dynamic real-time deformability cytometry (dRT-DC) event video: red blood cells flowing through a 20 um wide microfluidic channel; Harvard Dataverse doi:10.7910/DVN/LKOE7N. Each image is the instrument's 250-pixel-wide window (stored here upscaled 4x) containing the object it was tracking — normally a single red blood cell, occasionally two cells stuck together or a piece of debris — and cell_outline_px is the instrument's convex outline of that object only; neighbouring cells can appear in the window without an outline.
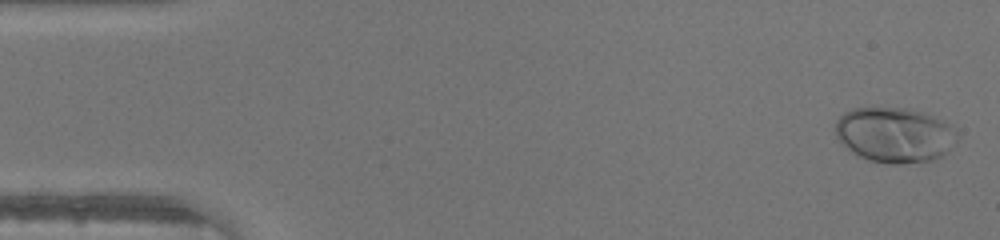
{"species": "human", "species_latin": "Homo sapiens", "temperature_condition": "warm", "stored_images_in_passage": 45, "camera_frame_rate_fps": 3000, "um_per_image_px": 0.085, "donor": {"sex": "male"}, "frame": {"image": 1, "passage_image": 1, "time_ms": 0.0, "image_size_px": [1000, 240], "cell_outline_px": [[956, 140], [948, 152], [932, 160], [900, 164], [892, 164], [868, 160], [856, 156], [836, 136], [836, 120], [844, 112], [852, 108], [908, 108], [924, 112], [944, 120], [952, 124], [956, 132]], "centroid_in_image_um": [76.06, 11.46], "position_along_channel_um": 8.9, "area_um2": 39.3}}
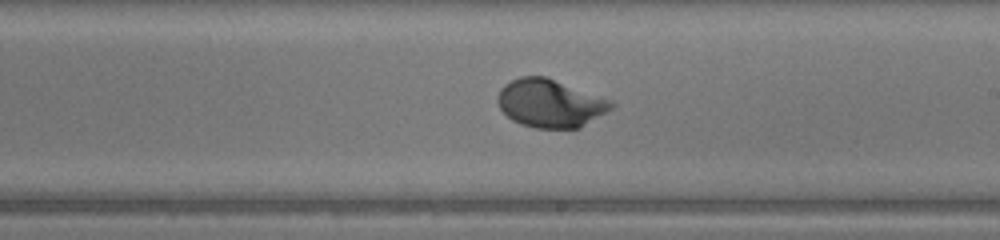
{"frame": {"image": 2, "passage_image": 26, "time_ms": 8.333, "image_size_px": [1000, 240], "cell_outline_px": [[616, 104], [612, 108], [580, 128], [536, 128], [520, 124], [512, 120], [500, 108], [496, 100], [500, 88], [504, 84], [520, 76], [544, 76], [612, 100]], "centroid_in_image_um": [46.75, 8.78], "position_along_channel_um": 242.3, "area_um2": 31.73}}
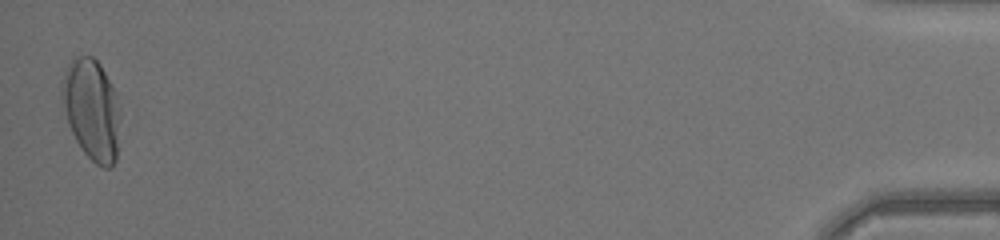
{"frame": {"image": 3, "passage_image": 45, "time_ms": 14.667, "image_size_px": [1000, 240], "cell_outline_px": [[120, 116], [116, 160], [108, 168], [104, 168], [96, 164], [84, 152], [76, 140], [68, 124], [60, 92], [60, 80], [72, 56], [92, 56], [100, 64], [116, 92], [120, 108]], "centroid_in_image_um": [7.78, 9.27], "position_along_channel_um": 427.4, "area_um2": 34.56}}